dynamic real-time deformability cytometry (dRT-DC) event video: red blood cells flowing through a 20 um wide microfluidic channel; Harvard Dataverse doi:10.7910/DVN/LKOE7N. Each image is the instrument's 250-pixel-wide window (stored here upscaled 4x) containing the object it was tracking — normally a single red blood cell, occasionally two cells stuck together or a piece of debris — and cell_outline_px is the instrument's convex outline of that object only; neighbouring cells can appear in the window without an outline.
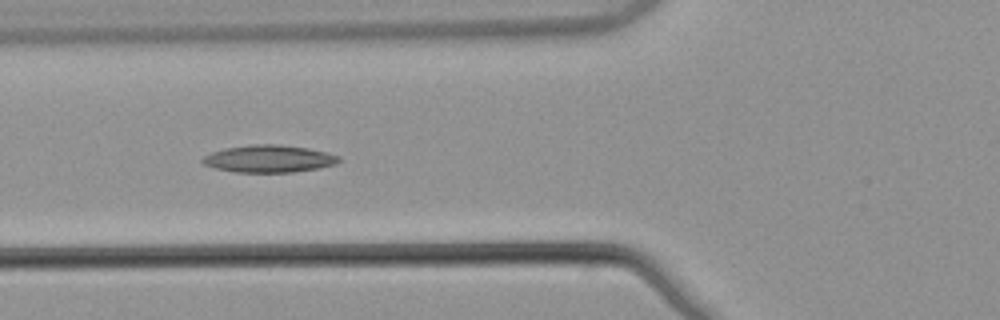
{"species": "common noctule bat (a hibernating species)", "species_latin": "Nyctalus noctula", "temperature_condition": "warm", "stored_images_in_passage": 7, "camera_frame_rate_fps": 3000, "um_per_image_px": 0.085, "animal": {"sex": "male", "body_mass_g": 21.5, "forearm_length_mm": 52.0}, "frame": {"image": 1, "passage_image": 5, "time_ms": 1.333, "image_size_px": [1000, 320], "cell_outline_px": [[340, 160], [336, 164], [320, 168], [292, 172], [236, 172], [216, 168], [204, 164], [200, 160], [204, 156], [212, 152], [224, 148], [252, 144], [280, 144], [308, 148], [328, 152], [340, 156]], "centroid_in_image_um": [22.89, 13.48], "position_along_channel_um": 102.9, "area_um2": 21.79}}
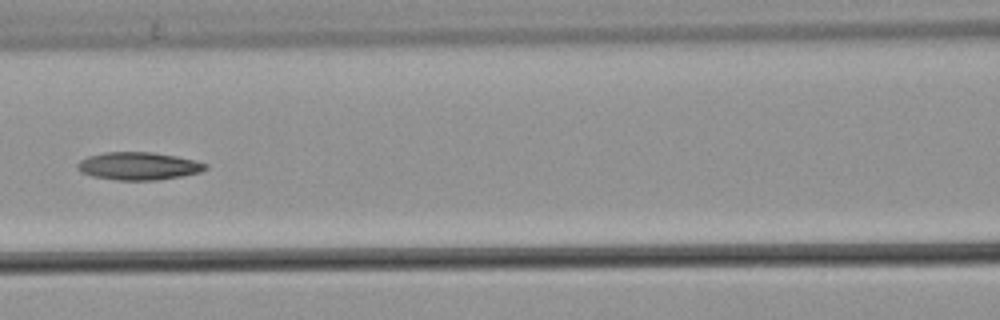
{"frame": {"image": 2, "passage_image": 6, "time_ms": 1.667, "image_size_px": [1000, 320], "cell_outline_px": [[208, 168], [200, 172], [180, 176], [156, 180], [116, 180], [92, 176], [80, 172], [76, 168], [76, 164], [80, 160], [88, 156], [104, 152], [152, 152], [176, 156], [208, 164]], "centroid_in_image_um": [11.73, 14.11], "position_along_channel_um": 154.9, "area_um2": 20.69}}